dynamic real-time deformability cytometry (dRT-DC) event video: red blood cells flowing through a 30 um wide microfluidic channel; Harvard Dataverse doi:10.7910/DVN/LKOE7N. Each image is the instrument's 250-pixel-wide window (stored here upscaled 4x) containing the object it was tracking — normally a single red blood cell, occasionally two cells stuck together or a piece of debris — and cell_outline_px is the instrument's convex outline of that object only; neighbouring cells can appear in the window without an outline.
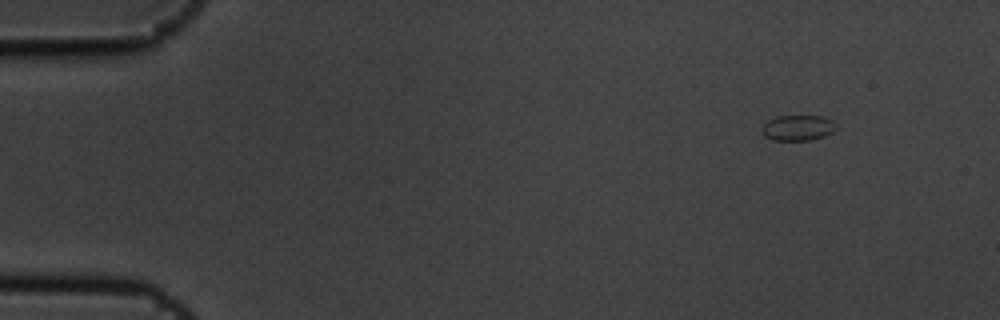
{"species": "common noctule bat (a hibernating species)", "species_latin": "Nyctalus noctula", "temperature_condition": "cold", "stored_images_in_passage": 4, "camera_frame_rate_fps": 3000, "um_per_image_px": 0.085, "animal": {"sex": "male", "body_mass_g": 19.5, "forearm_length_mm": 54.6}, "frame": {"image": 1, "passage_image": 1, "time_ms": 0.0, "image_size_px": [1000, 320], "cell_outline_px": [[836, 128], [832, 132], [824, 136], [808, 140], [772, 140], [764, 136], [760, 132], [760, 128], [768, 120], [776, 116], [824, 116], [832, 120], [836, 124]], "centroid_in_image_um": [67.78, 10.86], "position_along_channel_um": 17.2, "area_um2": 11.16}}
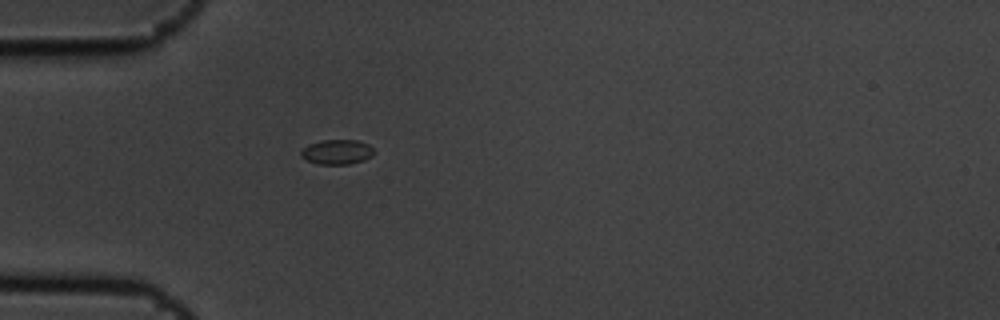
{"frame": {"image": 2, "passage_image": 4, "time_ms": 1.0, "image_size_px": [1000, 320], "cell_outline_px": [[372, 156], [364, 160], [348, 164], [320, 164], [308, 160], [300, 156], [300, 152], [308, 144], [324, 140], [356, 140], [368, 144], [372, 148]], "centroid_in_image_um": [28.63, 12.91], "position_along_channel_um": 56.4, "area_um2": 10.35}}